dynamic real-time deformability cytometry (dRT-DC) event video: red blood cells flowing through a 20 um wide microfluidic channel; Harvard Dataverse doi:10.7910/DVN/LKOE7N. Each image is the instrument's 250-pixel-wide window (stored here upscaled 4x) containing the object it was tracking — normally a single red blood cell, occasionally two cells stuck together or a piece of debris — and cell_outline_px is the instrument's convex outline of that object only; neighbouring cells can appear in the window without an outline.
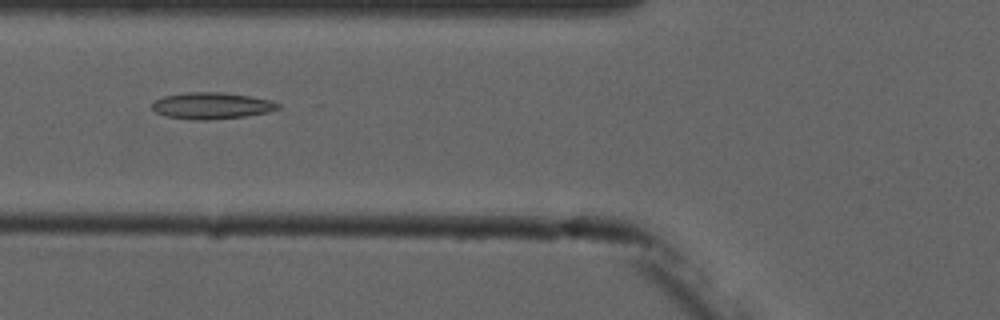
{"species": "common noctule bat (a hibernating species)", "species_latin": "Nyctalus noctula", "temperature_condition": "cold", "stored_images_in_passage": 4, "camera_frame_rate_fps": 3000, "um_per_image_px": 0.085, "animal": {"sex": "male", "forearm_length_mm": 52.5}, "frame": {"image": 1, "passage_image": 3, "time_ms": 2.333, "image_size_px": [1000, 320], "cell_outline_px": [[280, 108], [268, 112], [248, 116], [208, 120], [192, 120], [164, 116], [156, 112], [152, 108], [152, 104], [156, 100], [164, 96], [184, 92], [216, 92], [248, 96], [272, 100], [280, 104]], "centroid_in_image_um": [17.99, 8.99], "position_along_channel_um": 107.8, "area_um2": 19.54}}
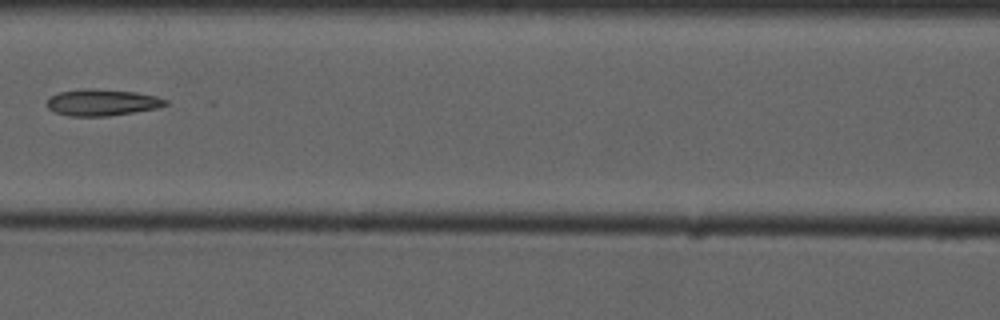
{"frame": {"image": 2, "passage_image": 4, "time_ms": 3.667, "image_size_px": [1000, 320], "cell_outline_px": [[168, 104], [156, 108], [108, 116], [72, 116], [56, 112], [48, 108], [48, 100], [52, 96], [60, 92], [84, 88], [88, 88], [136, 92], [156, 96], [168, 100]], "centroid_in_image_um": [8.7, 8.7], "position_along_channel_um": 157.9, "area_um2": 18.03}}